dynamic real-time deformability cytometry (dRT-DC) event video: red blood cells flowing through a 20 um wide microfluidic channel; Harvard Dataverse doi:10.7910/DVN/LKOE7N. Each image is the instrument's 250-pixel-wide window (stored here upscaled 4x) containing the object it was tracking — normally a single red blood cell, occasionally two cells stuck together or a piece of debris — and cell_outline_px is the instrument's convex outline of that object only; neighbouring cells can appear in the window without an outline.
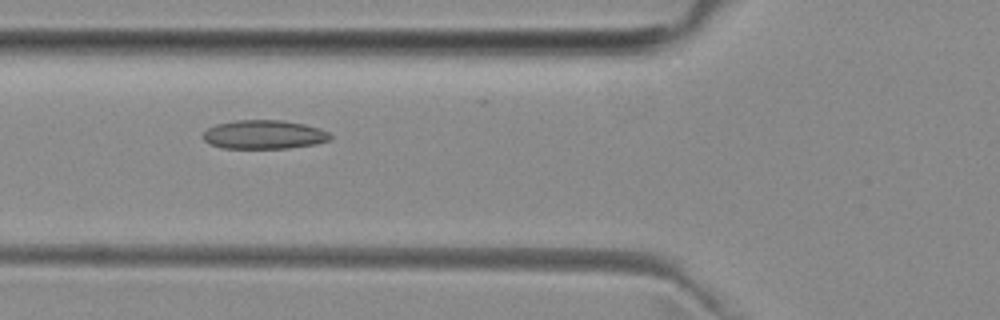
{"species": "common noctule bat (a hibernating species)", "species_latin": "Nyctalus noctula", "temperature_condition": "room temperature", "stored_images_in_passage": 7, "camera_frame_rate_fps": 3000, "um_per_image_px": 0.085, "animal": {"sex": "female", "body_mass_g": 29.2, "forearm_length_mm": 56.3}, "frame": {"image": 1, "passage_image": 4, "time_ms": 5.333, "image_size_px": [1000, 320], "cell_outline_px": [[332, 136], [328, 140], [312, 144], [288, 148], [224, 148], [208, 144], [204, 140], [204, 132], [208, 128], [216, 124], [236, 120], [284, 120], [304, 124], [320, 128], [328, 132]], "centroid_in_image_um": [22.42, 11.43], "position_along_channel_um": 103.4, "area_um2": 21.27}}
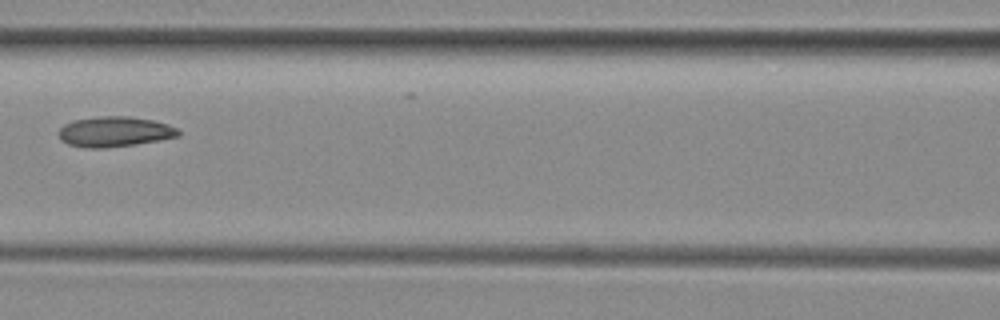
{"frame": {"image": 2, "passage_image": 5, "time_ms": 6.667, "image_size_px": [1000, 320], "cell_outline_px": [[180, 136], [160, 140], [136, 144], [104, 148], [88, 148], [68, 144], [60, 140], [56, 132], [64, 124], [72, 120], [96, 116], [128, 116], [152, 120], [168, 124], [176, 128], [180, 132]], "centroid_in_image_um": [9.7, 11.19], "position_along_channel_um": 156.9, "area_um2": 21.33}}
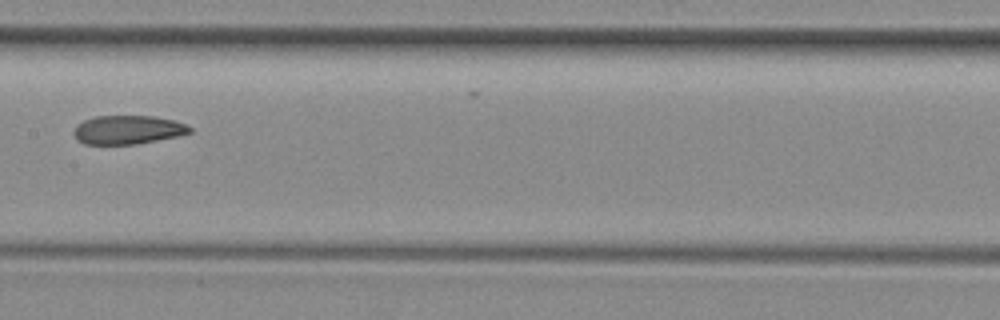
{"frame": {"image": 3, "passage_image": 6, "time_ms": 7.667, "image_size_px": [1000, 320], "cell_outline_px": [[192, 132], [176, 136], [136, 144], [84, 144], [76, 140], [72, 132], [84, 120], [96, 116], [152, 116], [176, 120], [192, 128]], "centroid_in_image_um": [10.86, 11.03], "position_along_channel_um": 196.5, "area_um2": 19.31}}